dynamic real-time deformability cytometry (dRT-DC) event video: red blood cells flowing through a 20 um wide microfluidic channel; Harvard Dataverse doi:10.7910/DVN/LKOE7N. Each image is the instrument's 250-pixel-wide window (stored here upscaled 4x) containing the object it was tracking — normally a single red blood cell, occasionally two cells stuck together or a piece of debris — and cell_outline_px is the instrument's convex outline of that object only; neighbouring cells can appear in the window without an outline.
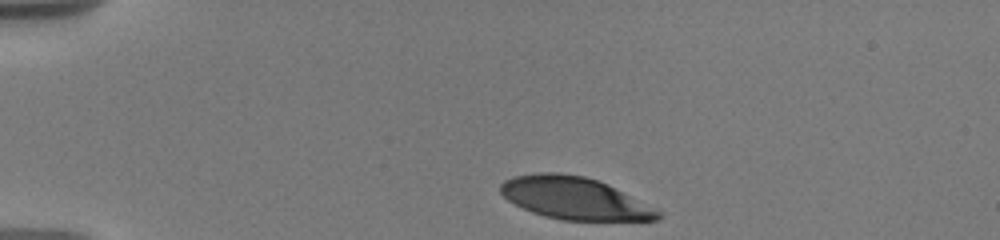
{"species": "human", "species_latin": "Homo sapiens", "temperature_condition": "warm", "stored_images_in_passage": 21, "camera_frame_rate_fps": 3000, "um_per_image_px": 0.085, "donor": {"sex": "male"}, "frame": {"image": 1, "passage_image": 1, "time_ms": 0.0, "image_size_px": [1000, 240], "cell_outline_px": [[664, 212], [660, 220], [560, 220], [544, 216], [532, 212], [508, 200], [500, 192], [500, 184], [504, 180], [512, 176], [536, 172], [560, 172], [584, 176], [608, 184]], "centroid_in_image_um": [48.85, 16.84], "position_along_channel_um": 36.2, "area_um2": 38.96}}
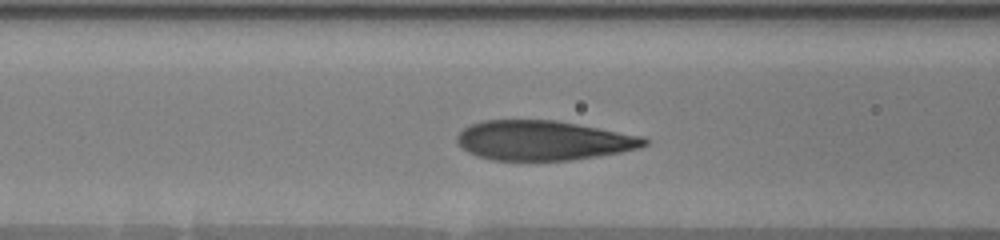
{"frame": {"image": 2, "passage_image": 10, "time_ms": 4.0, "image_size_px": [1000, 240], "cell_outline_px": [[652, 140], [648, 144], [640, 148], [620, 152], [572, 160], [492, 160], [476, 156], [460, 148], [456, 144], [456, 136], [468, 124], [484, 120], [556, 120], [644, 136]], "centroid_in_image_um": [46.17, 11.93], "position_along_channel_um": 120.4, "area_um2": 43.7}}
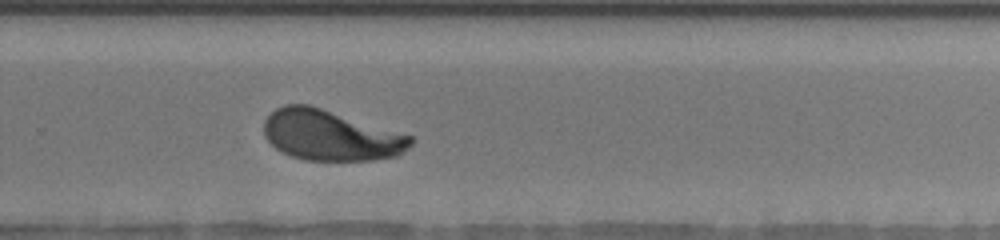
{"frame": {"image": 3, "passage_image": 21, "time_ms": 9.0, "image_size_px": [1000, 240], "cell_outline_px": [[412, 144], [408, 148], [396, 156], [372, 160], [304, 160], [292, 156], [276, 148], [264, 136], [264, 120], [276, 108], [284, 104], [308, 104], [412, 136]], "centroid_in_image_um": [28.07, 11.5], "position_along_channel_um": 301.7, "area_um2": 42.77}}